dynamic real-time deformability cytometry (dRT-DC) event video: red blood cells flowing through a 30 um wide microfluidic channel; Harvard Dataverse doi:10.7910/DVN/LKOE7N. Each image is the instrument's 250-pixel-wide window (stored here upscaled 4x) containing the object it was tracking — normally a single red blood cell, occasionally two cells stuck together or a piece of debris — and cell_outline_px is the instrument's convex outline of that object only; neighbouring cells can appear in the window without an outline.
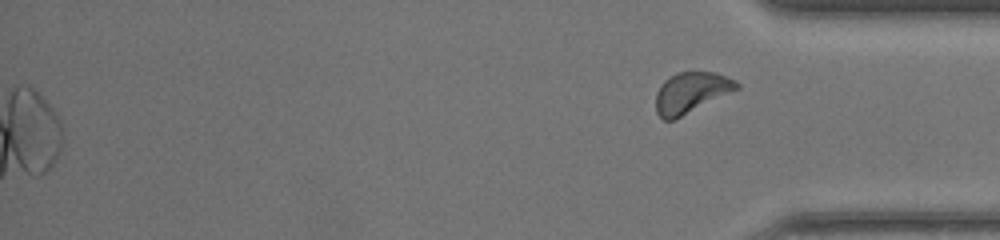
{"species": "common noctule bat (a hibernating species)", "species_latin": "Nyctalus noctula", "temperature_condition": "warm", "stored_images_in_passage": 48, "segment_of_instrument_passage": [2, 2], "camera_frame_rate_fps": 3000, "um_per_image_px": 0.085, "animal": {"sex": "female", "body_mass_g": 17.0, "forearm_length_mm": 48.0}, "frame": {"image": 1, "passage_image": 48, "time_ms": 15.667, "image_size_px": [1000, 240], "cell_outline_px": [[740, 88], [676, 120], [664, 120], [656, 112], [656, 92], [664, 80], [676, 72], [716, 72], [736, 80], [740, 84]], "centroid_in_image_um": [58.75, 7.88], "position_along_channel_um": 376.4, "area_um2": 19.48}}